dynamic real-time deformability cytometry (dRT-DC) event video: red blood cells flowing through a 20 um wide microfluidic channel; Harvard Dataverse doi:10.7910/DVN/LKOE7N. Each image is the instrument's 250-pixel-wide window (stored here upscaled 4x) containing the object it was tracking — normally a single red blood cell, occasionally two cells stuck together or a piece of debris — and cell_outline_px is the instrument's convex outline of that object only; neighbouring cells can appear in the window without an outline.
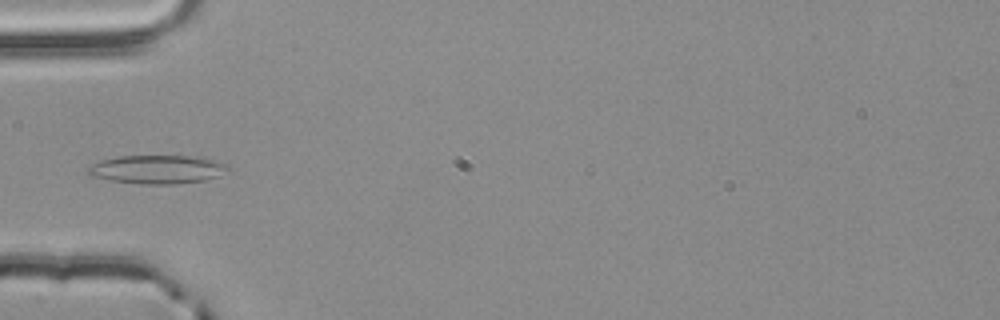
{"species": "common noctule bat (a hibernating species)", "species_latin": "Nyctalus noctula", "temperature_condition": "room temperature", "stored_images_in_passage": 3, "camera_frame_rate_fps": 3000, "um_per_image_px": 0.085, "animal": {"sex": "male", "body_mass_g": 20.4}, "frame": {"image": 1, "passage_image": 3, "time_ms": 0.667, "image_size_px": [1000, 320], "cell_outline_px": [[228, 172], [220, 176], [204, 180], [172, 184], [144, 184], [108, 180], [88, 176], [88, 168], [92, 164], [100, 160], [120, 156], [192, 156], [212, 160], [228, 164]], "centroid_in_image_um": [13.35, 14.4], "position_along_channel_um": 71.6, "area_um2": 23.29}}